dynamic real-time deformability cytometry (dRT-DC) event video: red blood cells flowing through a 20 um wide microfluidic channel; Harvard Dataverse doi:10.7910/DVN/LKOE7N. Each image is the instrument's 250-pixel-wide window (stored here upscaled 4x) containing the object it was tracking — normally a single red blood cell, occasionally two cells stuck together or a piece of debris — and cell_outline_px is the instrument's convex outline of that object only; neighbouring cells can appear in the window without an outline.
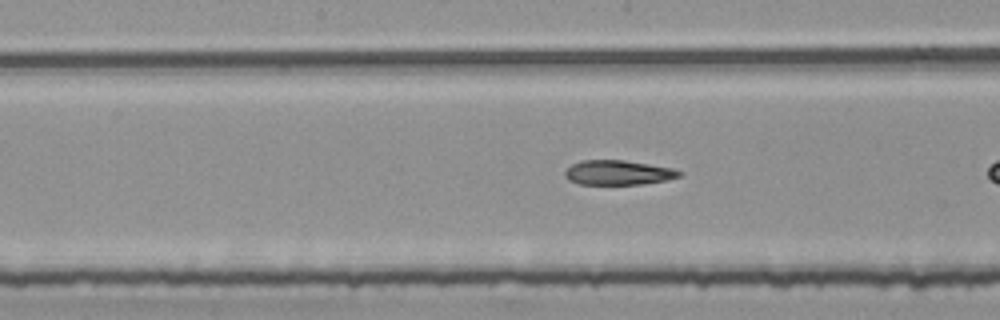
{"species": "common noctule bat (a hibernating species)", "species_latin": "Nyctalus noctula", "temperature_condition": "room temperature", "stored_images_in_passage": 21, "camera_frame_rate_fps": 3000, "um_per_image_px": 0.085, "animal": {"sex": "female", "body_mass_g": 25.1}, "frame": {"image": 1, "passage_image": 7, "time_ms": 2.0, "image_size_px": [1000, 320], "cell_outline_px": [[684, 172], [680, 176], [668, 180], [640, 184], [580, 184], [568, 180], [564, 176], [564, 172], [572, 164], [580, 160], [624, 160], [672, 168]], "centroid_in_image_um": [52.53, 14.67], "position_along_channel_um": 195.7, "area_um2": 16.42}}